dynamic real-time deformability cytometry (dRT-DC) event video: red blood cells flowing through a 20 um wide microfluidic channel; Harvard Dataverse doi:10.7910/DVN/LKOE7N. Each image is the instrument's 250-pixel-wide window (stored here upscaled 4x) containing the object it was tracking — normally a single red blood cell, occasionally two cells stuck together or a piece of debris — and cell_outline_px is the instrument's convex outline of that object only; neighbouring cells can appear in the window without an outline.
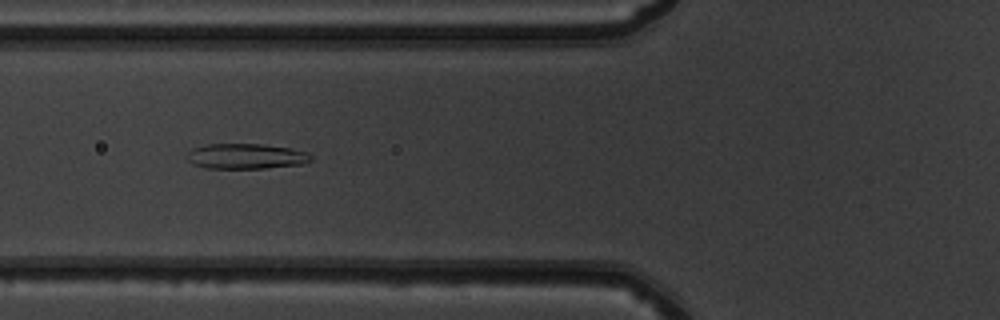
{"species": "common noctule bat (a hibernating species)", "species_latin": "Nyctalus noctula", "temperature_condition": "warm", "stored_images_in_passage": 51, "camera_frame_rate_fps": 3000, "um_per_image_px": 0.085, "animal": {"sex": "male", "body_mass_g": 19.5, "forearm_length_mm": 54.6}, "frame": {"image": 1, "passage_image": 20, "time_ms": 6.333, "image_size_px": [1000, 320], "cell_outline_px": [[312, 160], [304, 164], [264, 168], [204, 168], [192, 164], [184, 156], [192, 148], [208, 144], [260, 144], [288, 148], [308, 152], [312, 156]], "centroid_in_image_um": [20.88, 13.28], "position_along_channel_um": 104.9, "area_um2": 18.38}}
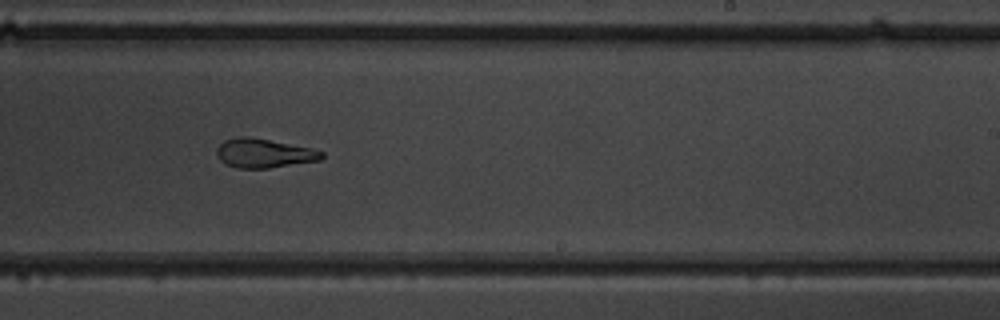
{"frame": {"image": 2, "passage_image": 32, "time_ms": 10.333, "image_size_px": [1000, 320], "cell_outline_px": [[324, 156], [320, 160], [268, 168], [236, 168], [220, 160], [216, 152], [216, 148], [224, 140], [236, 136], [252, 136], [312, 148], [324, 152]], "centroid_in_image_um": [22.43, 13.0], "position_along_channel_um": 266.6, "area_um2": 17.92}}
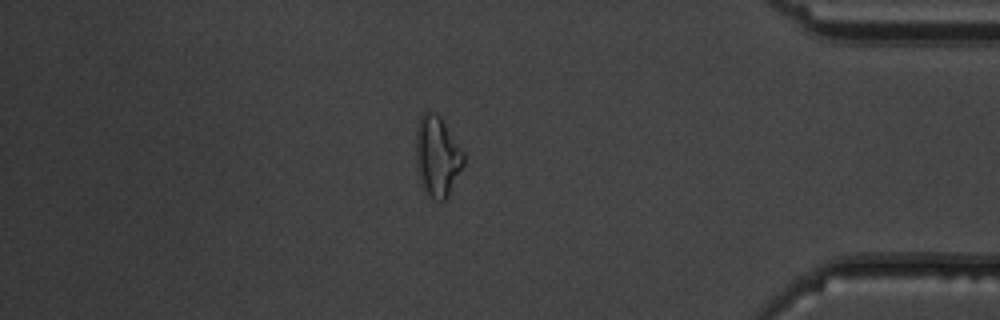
{"frame": {"image": 3, "passage_image": 44, "time_ms": 14.333, "image_size_px": [1000, 320], "cell_outline_px": [[464, 164], [444, 200], [440, 200], [432, 196], [424, 188], [416, 168], [416, 128], [420, 116], [428, 108], [436, 112], [440, 116], [464, 152]], "centroid_in_image_um": [37.15, 13.17], "position_along_channel_um": 398.1, "area_um2": 22.02}}